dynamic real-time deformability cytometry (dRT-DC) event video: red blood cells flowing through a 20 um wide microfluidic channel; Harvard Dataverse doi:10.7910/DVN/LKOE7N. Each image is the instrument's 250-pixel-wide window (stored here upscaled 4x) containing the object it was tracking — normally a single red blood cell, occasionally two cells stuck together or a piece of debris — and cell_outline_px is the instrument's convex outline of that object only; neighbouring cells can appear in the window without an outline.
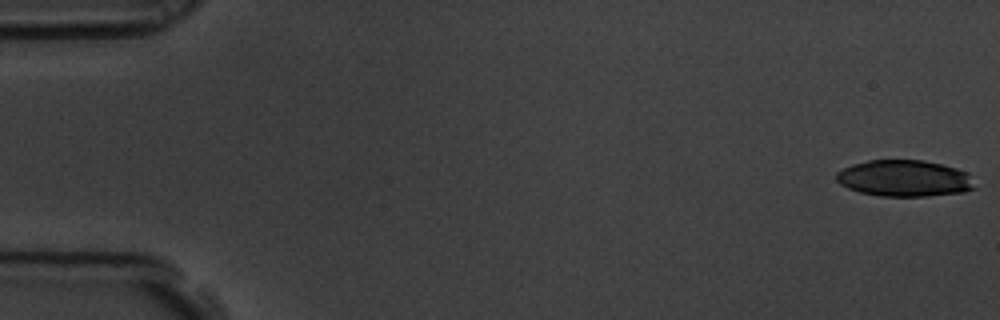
{"species": "common noctule bat (a hibernating species)", "species_latin": "Nyctalus noctula", "temperature_condition": "room temperature", "stored_images_in_passage": 6, "camera_frame_rate_fps": 3000, "um_per_image_px": 0.085, "animal": {"sex": "male", "body_mass_g": 19.5, "forearm_length_mm": 54.6}, "frame": {"image": 1, "passage_image": 1, "time_ms": 0.0, "image_size_px": [1000, 320], "cell_outline_px": [[976, 188], [964, 192], [928, 196], [880, 196], [860, 192], [848, 188], [840, 184], [836, 180], [836, 172], [852, 164], [868, 160], [924, 160], [956, 168], [968, 172]], "centroid_in_image_um": [76.87, 15.16], "position_along_channel_um": 8.1, "area_um2": 29.48}}